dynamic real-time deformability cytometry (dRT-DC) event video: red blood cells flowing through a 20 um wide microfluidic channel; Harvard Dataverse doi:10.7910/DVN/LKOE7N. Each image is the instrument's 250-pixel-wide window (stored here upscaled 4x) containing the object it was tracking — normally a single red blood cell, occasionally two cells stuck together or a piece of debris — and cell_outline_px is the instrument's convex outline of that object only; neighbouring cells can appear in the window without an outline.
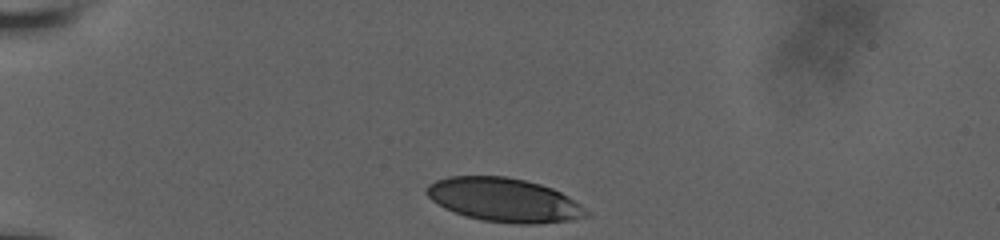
{"species": "human", "species_latin": "Homo sapiens", "temperature_condition": "room temperature", "stored_images_in_passage": 34, "camera_frame_rate_fps": 3000, "um_per_image_px": 0.085, "donor": {"sex": "male"}, "frame": {"image": 1, "passage_image": 1, "time_ms": 0.0, "image_size_px": [1000, 240], "cell_outline_px": [[592, 216], [572, 220], [536, 224], [516, 224], [484, 220], [464, 216], [444, 208], [432, 200], [424, 192], [424, 188], [428, 184], [436, 180], [448, 176], [508, 176], [540, 184], [552, 188], [568, 196], [592, 212]], "centroid_in_image_um": [42.87, 17.0], "position_along_channel_um": 42.1, "area_um2": 41.15}}
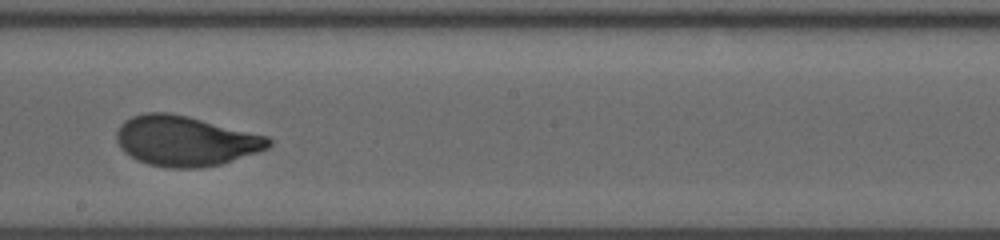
{"frame": {"image": 2, "passage_image": 20, "time_ms": 6.333, "image_size_px": [1000, 240], "cell_outline_px": [[272, 144], [268, 148], [220, 164], [200, 168], [168, 168], [148, 164], [136, 160], [124, 152], [120, 148], [116, 140], [116, 132], [120, 124], [124, 120], [132, 116], [144, 112], [168, 112], [188, 116], [268, 136], [272, 140]], "centroid_in_image_um": [15.72, 11.97], "position_along_channel_um": 232.5, "area_um2": 44.56}}
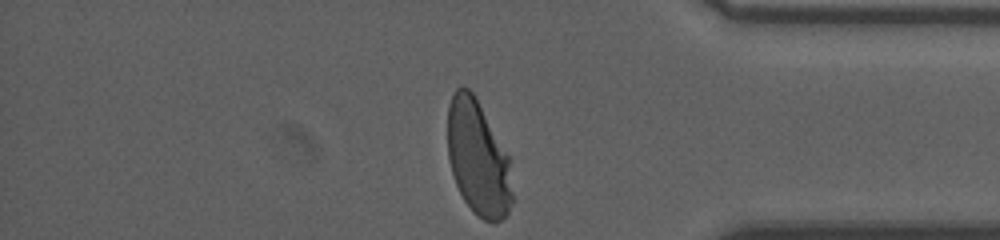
{"frame": {"image": 3, "passage_image": 34, "time_ms": 11.0, "image_size_px": [1000, 240], "cell_outline_px": [[512, 204], [508, 212], [500, 220], [484, 220], [464, 200], [456, 184], [452, 172], [448, 156], [448, 104], [456, 88], [460, 84], [468, 88], [476, 96], [508, 156], [512, 192]], "centroid_in_image_um": [40.61, 13.38], "position_along_channel_um": 394.6, "area_um2": 42.77}, "authors_computed_cell_mechanics": {"area_um2": 44.0436, "velocity_mm_per_s": 3.8051, "shape_relaxation_time_tau1_ms": 4.1729, "shape_relaxation_time_tau2_ms": null, "deformation_change_tau1": 0.1776, "deformation_change_tau2": null}}